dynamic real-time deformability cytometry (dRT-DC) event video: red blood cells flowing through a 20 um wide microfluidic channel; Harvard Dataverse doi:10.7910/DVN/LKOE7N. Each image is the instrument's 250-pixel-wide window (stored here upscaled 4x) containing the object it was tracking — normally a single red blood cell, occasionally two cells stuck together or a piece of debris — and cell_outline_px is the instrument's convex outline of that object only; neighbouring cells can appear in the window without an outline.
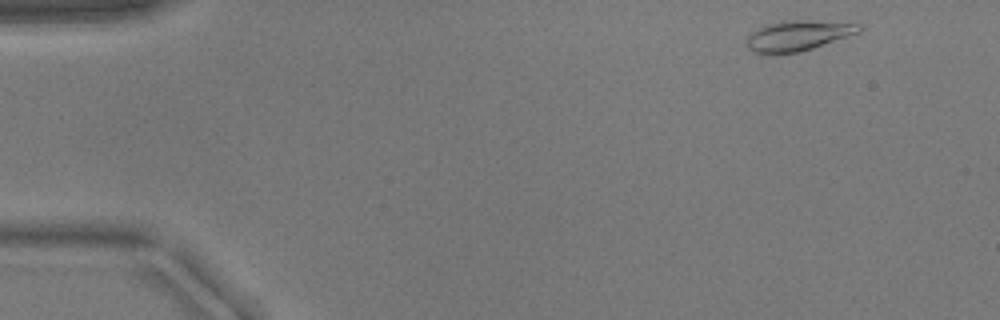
{"species": "common noctule bat (a hibernating species)", "species_latin": "Nyctalus noctula", "temperature_condition": "warm", "stored_images_in_passage": 44, "camera_frame_rate_fps": 3000, "um_per_image_px": 0.085, "animal": {"sex": "male", "body_mass_g": 17.9}, "frame": {"image": 1, "passage_image": 2, "time_ms": 0.333, "image_size_px": [1000, 320], "cell_outline_px": [[864, 28], [860, 32], [800, 52], [756, 52], [748, 48], [748, 36], [752, 32], [768, 24], [780, 20], [804, 20], [860, 24]], "centroid_in_image_um": [67.88, 3.0], "position_along_channel_um": 17.1, "area_um2": 19.25}}
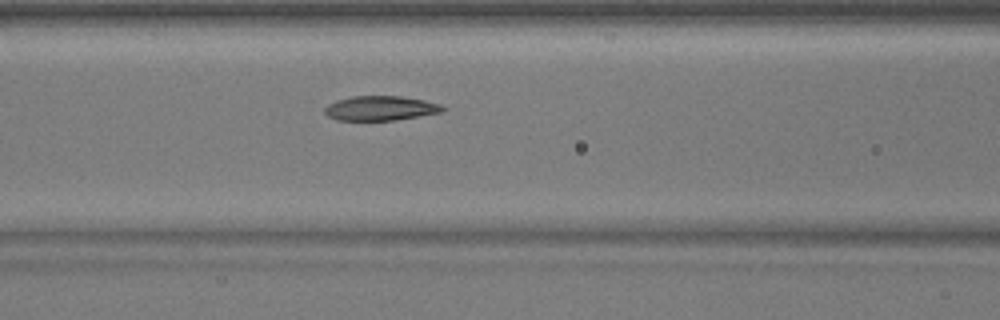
{"frame": {"image": 2, "passage_image": 19, "time_ms": 6.0, "image_size_px": [1000, 320], "cell_outline_px": [[448, 108], [444, 112], [392, 120], [336, 120], [328, 116], [324, 112], [324, 108], [328, 104], [336, 100], [352, 96], [400, 96], [424, 100], [440, 104]], "centroid_in_image_um": [32.35, 9.19], "position_along_channel_um": 134.3, "area_um2": 16.94}}
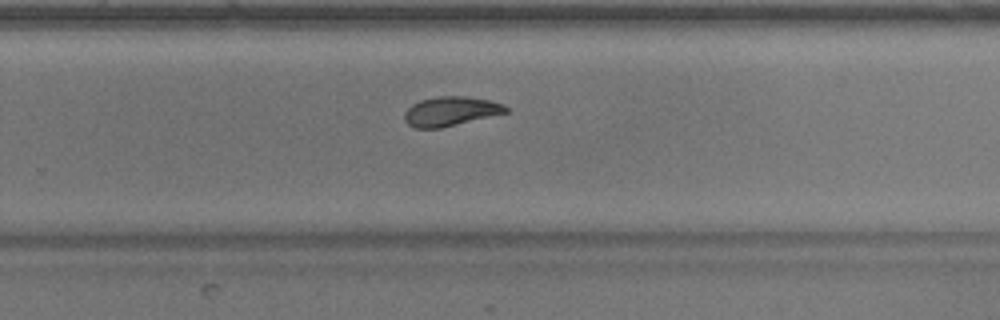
{"frame": {"image": 3, "passage_image": 31, "time_ms": 10.0, "image_size_px": [1000, 320], "cell_outline_px": [[508, 112], [440, 128], [416, 128], [408, 124], [404, 120], [404, 112], [412, 104], [420, 100], [436, 96], [464, 96], [488, 100], [500, 104], [508, 108]], "centroid_in_image_um": [38.25, 9.45], "position_along_channel_um": 291.6, "area_um2": 17.11}}